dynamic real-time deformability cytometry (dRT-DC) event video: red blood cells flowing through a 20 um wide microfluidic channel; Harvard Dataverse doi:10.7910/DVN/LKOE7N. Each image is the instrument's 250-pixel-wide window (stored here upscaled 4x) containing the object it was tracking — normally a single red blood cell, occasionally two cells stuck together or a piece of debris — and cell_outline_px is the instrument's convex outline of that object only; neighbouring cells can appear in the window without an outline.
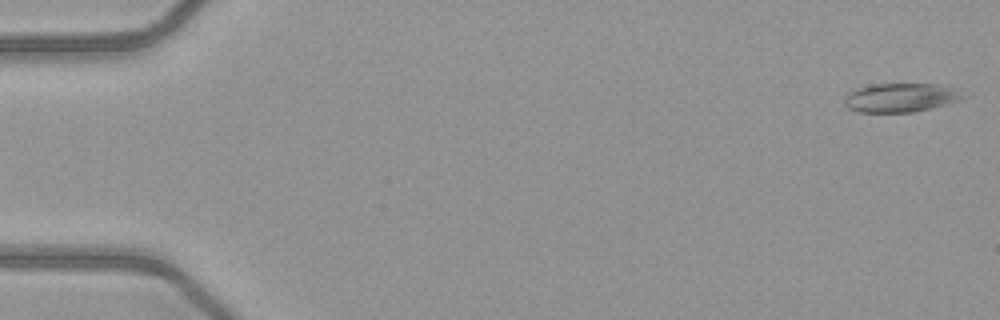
{"species": "common noctule bat (a hibernating species)", "species_latin": "Nyctalus noctula", "temperature_condition": "warm", "stored_images_in_passage": 50, "camera_frame_rate_fps": 3000, "um_per_image_px": 0.085, "animal": {"sex": "female", "body_mass_g": 21.9}, "frame": {"image": 1, "passage_image": 1, "time_ms": 0.0, "image_size_px": [1000, 320], "cell_outline_px": [[972, 96], [964, 100], [932, 108], [912, 112], [860, 112], [848, 108], [844, 104], [844, 100], [848, 92], [856, 88], [872, 84], [936, 84], [956, 88]], "centroid_in_image_um": [76.66, 8.29], "position_along_channel_um": 8.3, "area_um2": 20.46}}
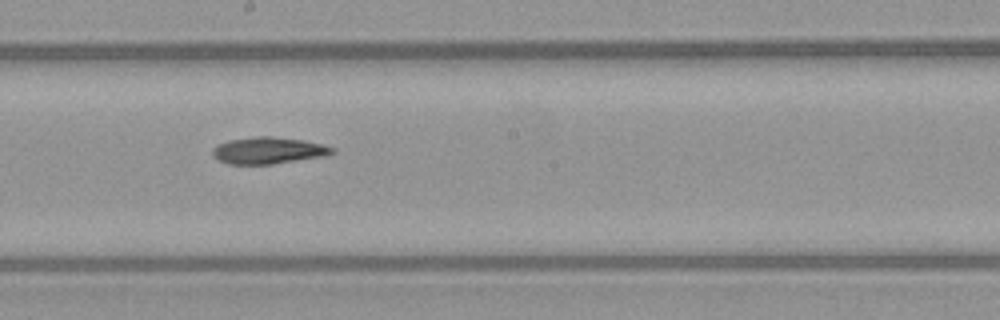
{"frame": {"image": 2, "passage_image": 28, "time_ms": 9.0, "image_size_px": [1000, 320], "cell_outline_px": [[336, 152], [324, 156], [272, 164], [228, 164], [212, 156], [212, 148], [228, 140], [260, 136], [272, 136], [304, 140], [336, 148]], "centroid_in_image_um": [22.82, 12.79], "position_along_channel_um": 225.4, "area_um2": 18.55}}
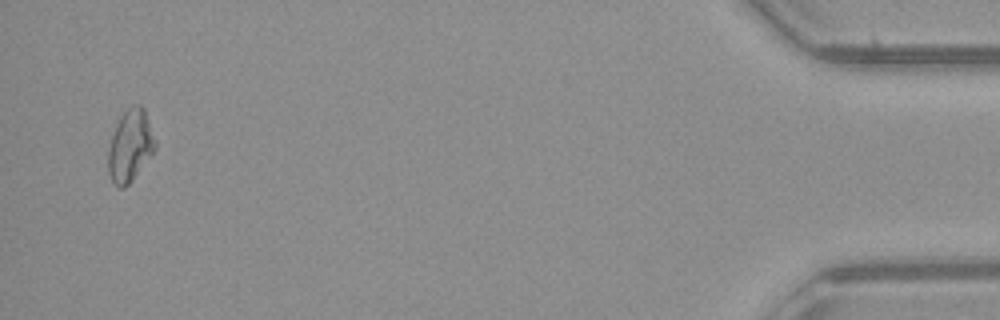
{"frame": {"image": 3, "passage_image": 49, "time_ms": 16.0, "image_size_px": [1000, 320], "cell_outline_px": [[156, 148], [132, 180], [124, 188], [120, 188], [112, 180], [108, 172], [108, 148], [116, 124], [120, 116], [128, 108], [136, 104], [140, 104], [144, 108], [156, 144]], "centroid_in_image_um": [11.05, 12.38], "position_along_channel_um": 424.1, "area_um2": 19.31}}